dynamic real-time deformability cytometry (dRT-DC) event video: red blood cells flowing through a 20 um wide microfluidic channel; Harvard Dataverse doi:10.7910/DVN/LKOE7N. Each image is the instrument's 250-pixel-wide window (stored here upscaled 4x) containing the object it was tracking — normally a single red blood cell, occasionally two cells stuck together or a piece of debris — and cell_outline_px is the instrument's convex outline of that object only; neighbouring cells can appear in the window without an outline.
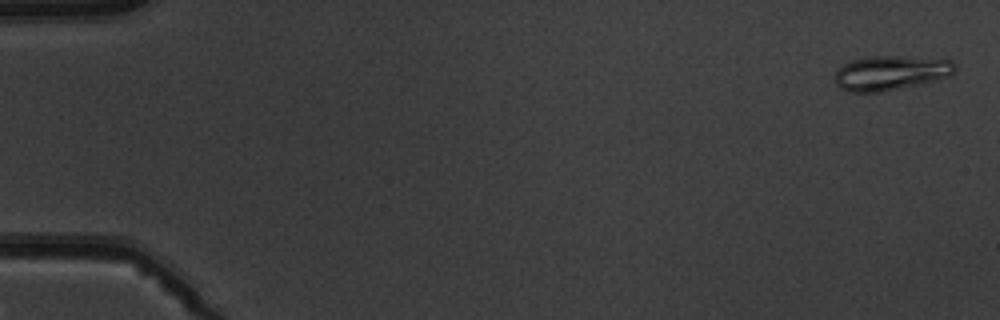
{"species": "common noctule bat (a hibernating species)", "species_latin": "Nyctalus noctula", "temperature_condition": "warm", "stored_images_in_passage": 6, "camera_frame_rate_fps": 3000, "um_per_image_px": 0.085, "animal": {"sex": "male", "body_mass_g": 19.5, "forearm_length_mm": 54.6}, "frame": {"image": 1, "passage_image": 1, "time_ms": 0.0, "image_size_px": [1000, 320], "cell_outline_px": [[956, 68], [948, 76], [936, 80], [920, 84], [880, 92], [848, 92], [840, 88], [836, 84], [836, 72], [844, 64], [852, 60], [872, 56], [896, 56], [952, 60], [956, 64]], "centroid_in_image_um": [75.7, 6.2], "position_along_channel_um": 9.3, "area_um2": 23.93}}